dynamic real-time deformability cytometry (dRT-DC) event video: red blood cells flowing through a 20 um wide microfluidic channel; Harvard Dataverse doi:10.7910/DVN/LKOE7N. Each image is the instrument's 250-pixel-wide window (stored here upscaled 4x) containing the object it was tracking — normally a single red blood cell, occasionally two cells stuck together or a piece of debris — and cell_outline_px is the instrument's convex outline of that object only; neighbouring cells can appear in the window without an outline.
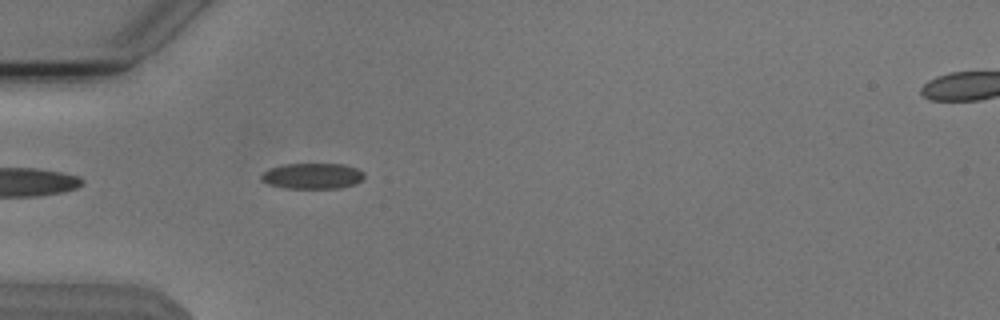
{"species": "Egyptian fruit bat (a non-hibernating species)", "species_latin": "Rousettus aegyptiacus", "temperature_condition": "cold", "stored_images_in_passage": 40, "camera_frame_rate_fps": 3000, "um_per_image_px": 0.085, "animal": {"sex": "male"}, "frame": {"image": 1, "passage_image": 3, "time_ms": 0.667, "image_size_px": [1000, 320], "cell_outline_px": [[364, 176], [356, 184], [340, 188], [284, 188], [268, 184], [260, 180], [260, 176], [264, 172], [272, 168], [284, 164], [344, 164], [356, 168], [364, 172]], "centroid_in_image_um": [26.56, 14.96], "position_along_channel_um": 58.4, "area_um2": 15.43}}
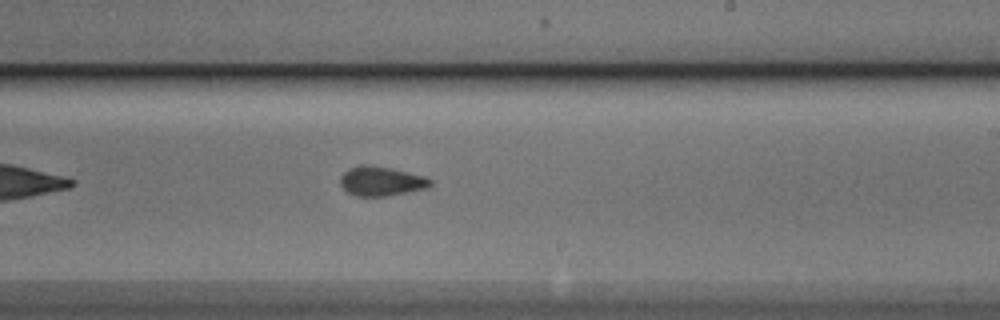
{"frame": {"image": 2, "passage_image": 19, "time_ms": 6.0, "image_size_px": [1000, 320], "cell_outline_px": [[432, 184], [428, 188], [388, 196], [356, 196], [348, 192], [340, 184], [340, 176], [348, 168], [360, 164], [368, 164], [392, 168], [424, 176], [432, 180]], "centroid_in_image_um": [32.4, 15.39], "position_along_channel_um": 256.6, "area_um2": 15.61}}
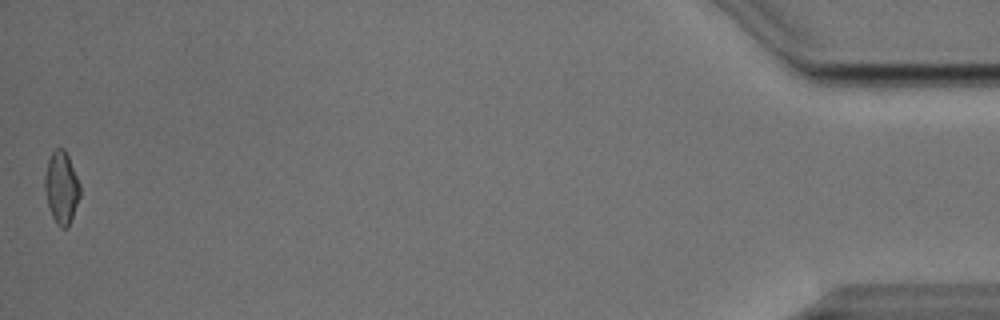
{"frame": {"image": 3, "passage_image": 40, "time_ms": 13.0, "image_size_px": [1000, 320], "cell_outline_px": [[80, 196], [68, 228], [60, 228], [56, 224], [52, 216], [48, 204], [44, 188], [44, 176], [48, 160], [52, 152], [56, 148], [64, 148], [68, 156], [80, 184]], "centroid_in_image_um": [5.22, 15.95], "position_along_channel_um": 430.0, "area_um2": 14.8}, "authors_computed_cell_mechanics": {"area_um2": 15.1436, "velocity_mm_per_s": 3.8204, "shape_relaxation_time_tau1_ms": 4.5402, "shape_relaxation_time_tau2_ms": 1.7702, "deformation_change_tau1": 0.116, "deformation_change_tau2": 0.0704}}